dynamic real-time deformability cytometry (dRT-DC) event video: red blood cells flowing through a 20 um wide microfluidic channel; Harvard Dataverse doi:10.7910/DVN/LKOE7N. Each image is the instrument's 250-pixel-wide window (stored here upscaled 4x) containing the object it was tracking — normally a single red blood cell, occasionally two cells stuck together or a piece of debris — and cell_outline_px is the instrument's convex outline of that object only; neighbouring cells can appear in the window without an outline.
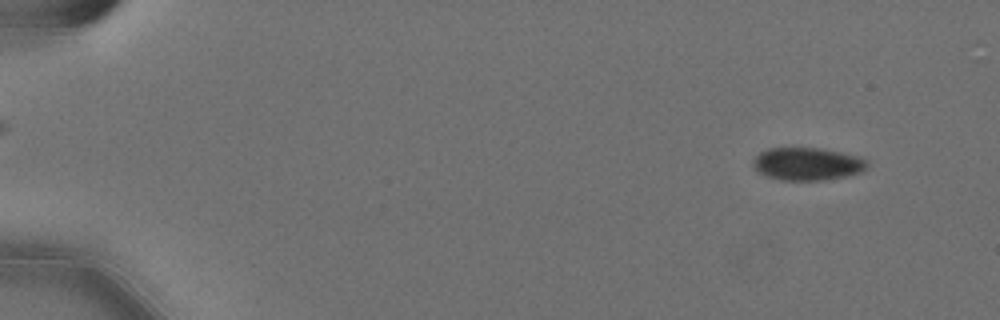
{"species": "Egyptian fruit bat (a non-hibernating species)", "species_latin": "Rousettus aegyptiacus", "temperature_condition": "cold", "stored_images_in_passage": 56, "camera_frame_rate_fps": 3000, "um_per_image_px": 0.085, "animal": {"sex": "female"}, "frame": {"image": 1, "passage_image": 5, "time_ms": 1.333, "image_size_px": [1000, 320], "cell_outline_px": [[868, 168], [864, 172], [824, 180], [780, 180], [756, 172], [752, 164], [752, 160], [760, 152], [768, 148], [820, 148], [840, 152], [856, 156], [868, 160]], "centroid_in_image_um": [68.62, 13.93], "position_along_channel_um": 16.4, "area_um2": 21.91}}
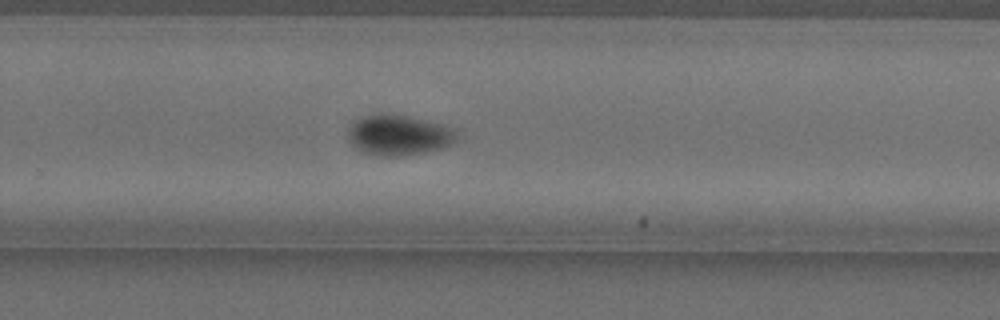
{"frame": {"image": 2, "passage_image": 38, "time_ms": 12.333, "image_size_px": [1000, 320], "cell_outline_px": [[456, 140], [452, 144], [440, 148], [424, 152], [396, 156], [380, 156], [364, 152], [356, 148], [348, 140], [348, 128], [356, 120], [364, 116], [380, 112], [392, 112], [440, 124], [456, 132]], "centroid_in_image_um": [33.82, 11.46], "position_along_channel_um": 296.0, "area_um2": 25.49}}
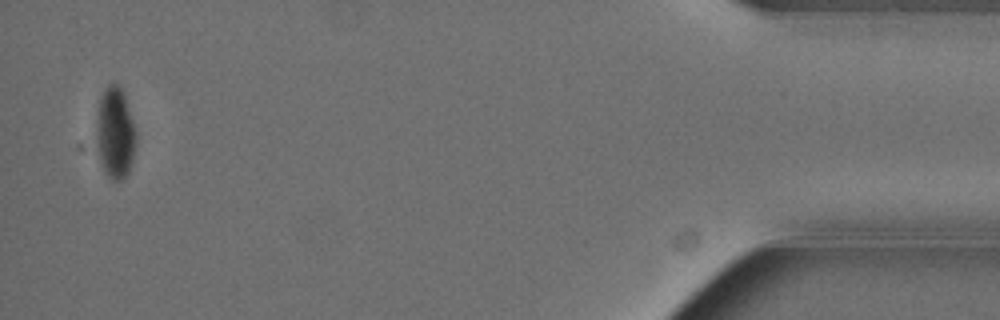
{"frame": {"image": 3, "passage_image": 55, "time_ms": 18.0, "image_size_px": [1000, 320], "cell_outline_px": [[136, 144], [132, 160], [128, 172], [120, 180], [112, 180], [104, 172], [100, 164], [96, 148], [96, 124], [100, 96], [104, 88], [108, 84], [120, 84], [124, 92], [136, 132]], "centroid_in_image_um": [9.77, 11.29], "position_along_channel_um": 425.4, "area_um2": 21.44}, "authors_computed_cell_mechanics": {"area_um2": 24.1026, "velocity_mm_per_s": 3.5923, "shape_relaxation_time_tau1_ms": 3.5492, "shape_relaxation_time_tau2_ms": 6.218, "deformation_change_tau1": 0.0901, "deformation_change_tau2": 0.0413}}